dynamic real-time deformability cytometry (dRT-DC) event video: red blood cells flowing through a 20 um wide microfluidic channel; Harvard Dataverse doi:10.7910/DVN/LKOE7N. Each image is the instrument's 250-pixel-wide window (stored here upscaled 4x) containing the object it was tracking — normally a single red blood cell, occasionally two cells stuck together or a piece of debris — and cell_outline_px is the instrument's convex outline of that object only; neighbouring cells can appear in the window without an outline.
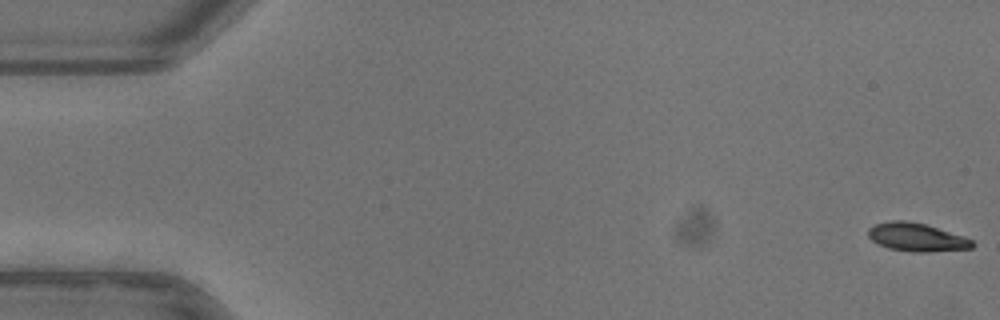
{"species": "common noctule bat (a hibernating species)", "species_latin": "Nyctalus noctula", "temperature_condition": "warm", "stored_images_in_passage": 53, "camera_frame_rate_fps": 3000, "um_per_image_px": 0.085, "animal": {"sex": "female"}, "frame": {"image": 1, "passage_image": 1, "time_ms": 0.0, "image_size_px": [1000, 320], "cell_outline_px": [[976, 244], [972, 248], [928, 252], [912, 252], [888, 248], [872, 240], [868, 236], [868, 228], [876, 224], [892, 220], [904, 220], [924, 224], [964, 236], [972, 240]], "centroid_in_image_um": [77.92, 20.17], "position_along_channel_um": 7.1, "area_um2": 17.05}}
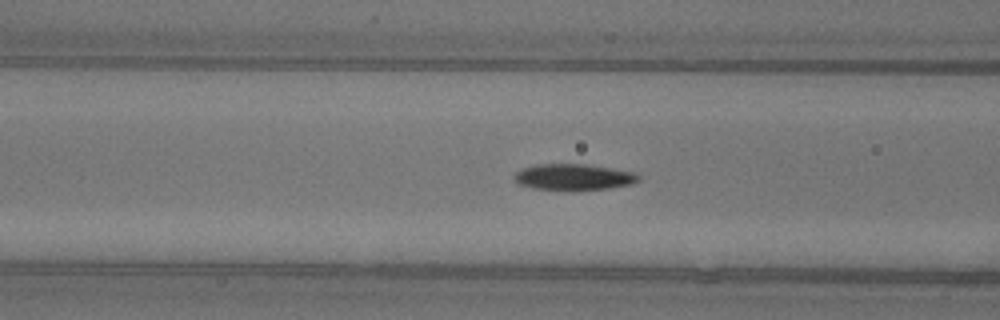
{"frame": {"image": 2, "passage_image": 21, "time_ms": 6.667, "image_size_px": [1000, 320], "cell_outline_px": [[640, 180], [632, 184], [608, 188], [572, 192], [532, 188], [516, 184], [512, 176], [516, 172], [524, 168], [536, 164], [584, 164], [632, 172], [640, 176]], "centroid_in_image_um": [48.69, 15.08], "position_along_channel_um": 117.9, "area_um2": 19.36}}
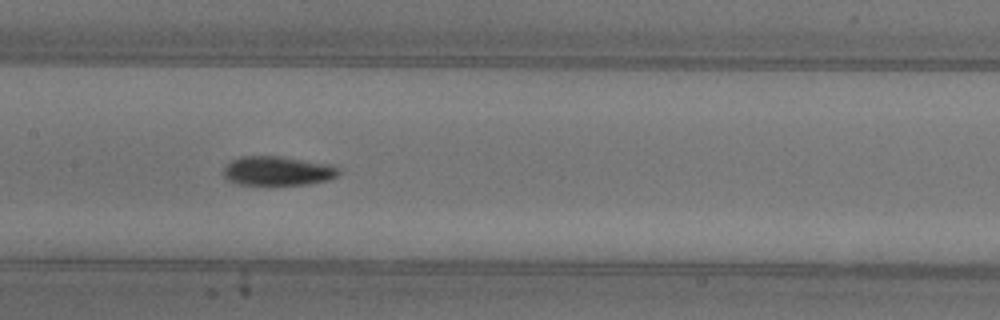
{"frame": {"image": 3, "passage_image": 26, "time_ms": 8.333, "image_size_px": [1000, 320], "cell_outline_px": [[340, 172], [336, 176], [328, 180], [308, 184], [240, 184], [228, 180], [224, 176], [224, 168], [232, 160], [240, 156], [280, 156], [332, 164], [340, 168]], "centroid_in_image_um": [23.64, 14.51], "position_along_channel_um": 183.8, "area_um2": 19.54}, "authors_computed_cell_mechanics": {"area_um2": 18.2648, "velocity_mm_per_s": 3.9498, "shape_relaxation_time_tau1_ms": 4.1232, "shape_relaxation_time_tau2_ms": 3.2081, "deformation_change_tau1": 0.1801, "deformation_change_tau2": 0.0686}}